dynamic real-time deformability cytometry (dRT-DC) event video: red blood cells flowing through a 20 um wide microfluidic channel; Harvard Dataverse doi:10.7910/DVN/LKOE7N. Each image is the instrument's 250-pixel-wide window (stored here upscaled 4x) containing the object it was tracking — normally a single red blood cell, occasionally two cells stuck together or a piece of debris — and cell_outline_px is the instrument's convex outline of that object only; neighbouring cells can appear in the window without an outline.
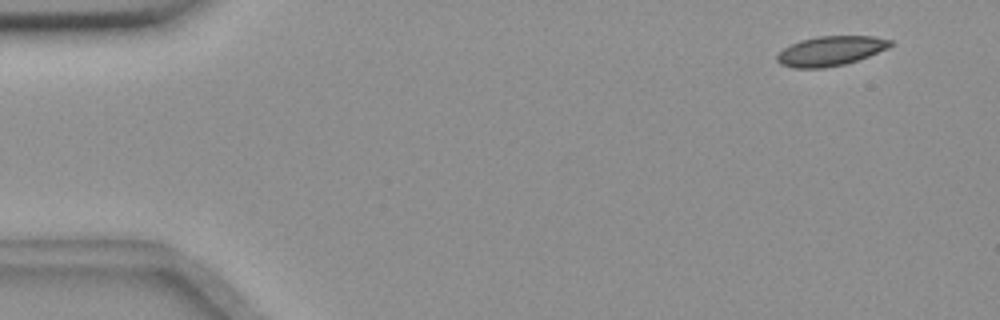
{"species": "common noctule bat (a hibernating species)", "species_latin": "Nyctalus noctula", "temperature_condition": "room temperature", "stored_images_in_passage": 54, "camera_frame_rate_fps": 3000, "um_per_image_px": 0.085, "animal": {"sex": "female", "body_mass_g": 18.4}, "frame": {"image": 1, "passage_image": 2, "time_ms": 0.333, "image_size_px": [1000, 320], "cell_outline_px": [[892, 44], [888, 48], [868, 56], [844, 64], [824, 68], [792, 68], [780, 64], [776, 60], [776, 56], [784, 48], [800, 40], [820, 36], [872, 36], [892, 40]], "centroid_in_image_um": [70.58, 4.33], "position_along_channel_um": 14.4, "area_um2": 19.42}}
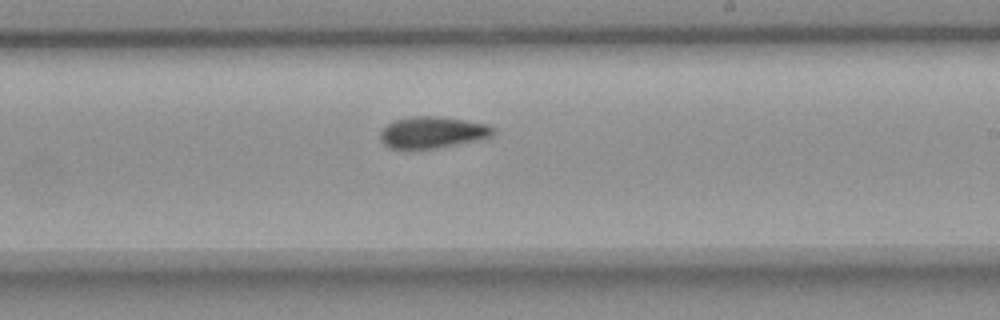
{"frame": {"image": 2, "passage_image": 31, "time_ms": 10.0, "image_size_px": [1000, 320], "cell_outline_px": [[496, 132], [492, 136], [476, 140], [436, 148], [388, 148], [380, 140], [380, 132], [388, 124], [396, 120], [412, 116], [440, 116], [488, 124], [496, 128]], "centroid_in_image_um": [36.78, 11.24], "position_along_channel_um": 252.2, "area_um2": 20.63}}
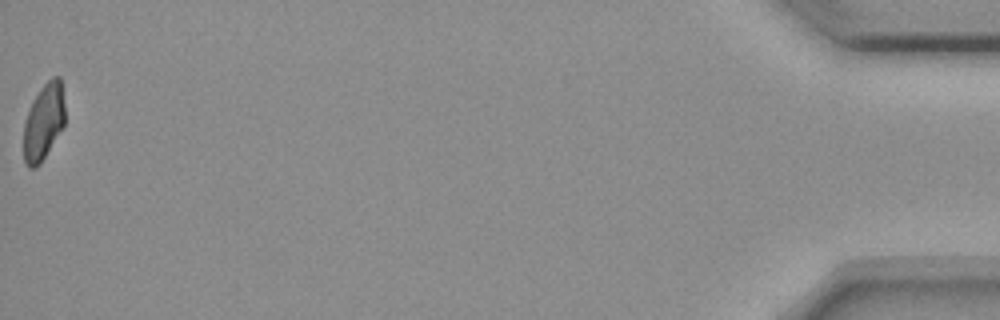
{"frame": {"image": 3, "passage_image": 54, "time_ms": 17.667, "image_size_px": [1000, 320], "cell_outline_px": [[64, 124], [40, 164], [36, 168], [28, 168], [24, 160], [24, 124], [32, 100], [40, 88], [52, 76], [60, 76], [64, 104]], "centroid_in_image_um": [3.7, 10.34], "position_along_channel_um": 431.5, "area_um2": 18.21}, "authors_computed_cell_mechanics": {"area_um2": 20.2589, "velocity_mm_per_s": 3.6147, "shape_relaxation_time_tau1_ms": null, "shape_relaxation_time_tau2_ms": 4.1078, "deformation_change_tau1": null, "deformation_change_tau2": 0.0862}}